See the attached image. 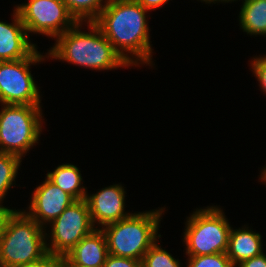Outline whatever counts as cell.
Segmentation results:
<instances>
[{
    "label": "cell",
    "instance_id": "1",
    "mask_svg": "<svg viewBox=\"0 0 266 267\" xmlns=\"http://www.w3.org/2000/svg\"><path fill=\"white\" fill-rule=\"evenodd\" d=\"M134 0H109L94 23L115 51L132 67H154L147 13ZM147 18V19H146Z\"/></svg>",
    "mask_w": 266,
    "mask_h": 267
},
{
    "label": "cell",
    "instance_id": "2",
    "mask_svg": "<svg viewBox=\"0 0 266 267\" xmlns=\"http://www.w3.org/2000/svg\"><path fill=\"white\" fill-rule=\"evenodd\" d=\"M83 26H87L88 32ZM46 53L48 60L67 62L92 71L130 67L94 22H77L58 36Z\"/></svg>",
    "mask_w": 266,
    "mask_h": 267
},
{
    "label": "cell",
    "instance_id": "3",
    "mask_svg": "<svg viewBox=\"0 0 266 267\" xmlns=\"http://www.w3.org/2000/svg\"><path fill=\"white\" fill-rule=\"evenodd\" d=\"M166 207L133 212L129 217L104 226L108 254L142 260L149 248L161 238L158 230Z\"/></svg>",
    "mask_w": 266,
    "mask_h": 267
},
{
    "label": "cell",
    "instance_id": "4",
    "mask_svg": "<svg viewBox=\"0 0 266 267\" xmlns=\"http://www.w3.org/2000/svg\"><path fill=\"white\" fill-rule=\"evenodd\" d=\"M45 231L24 209L15 208L0 239V266L15 267L46 255Z\"/></svg>",
    "mask_w": 266,
    "mask_h": 267
},
{
    "label": "cell",
    "instance_id": "5",
    "mask_svg": "<svg viewBox=\"0 0 266 267\" xmlns=\"http://www.w3.org/2000/svg\"><path fill=\"white\" fill-rule=\"evenodd\" d=\"M219 205L196 208L187 216L183 231L186 256L226 253L233 225Z\"/></svg>",
    "mask_w": 266,
    "mask_h": 267
},
{
    "label": "cell",
    "instance_id": "6",
    "mask_svg": "<svg viewBox=\"0 0 266 267\" xmlns=\"http://www.w3.org/2000/svg\"><path fill=\"white\" fill-rule=\"evenodd\" d=\"M0 152L22 160L39 143L43 124V106L1 104Z\"/></svg>",
    "mask_w": 266,
    "mask_h": 267
},
{
    "label": "cell",
    "instance_id": "7",
    "mask_svg": "<svg viewBox=\"0 0 266 267\" xmlns=\"http://www.w3.org/2000/svg\"><path fill=\"white\" fill-rule=\"evenodd\" d=\"M37 49L27 58L0 61V104L41 106L40 87L34 80L31 66L39 65L47 53Z\"/></svg>",
    "mask_w": 266,
    "mask_h": 267
},
{
    "label": "cell",
    "instance_id": "8",
    "mask_svg": "<svg viewBox=\"0 0 266 267\" xmlns=\"http://www.w3.org/2000/svg\"><path fill=\"white\" fill-rule=\"evenodd\" d=\"M94 229L86 199L76 200L46 226L47 251L65 256Z\"/></svg>",
    "mask_w": 266,
    "mask_h": 267
},
{
    "label": "cell",
    "instance_id": "9",
    "mask_svg": "<svg viewBox=\"0 0 266 267\" xmlns=\"http://www.w3.org/2000/svg\"><path fill=\"white\" fill-rule=\"evenodd\" d=\"M14 8L29 37L41 34L55 40L77 23L62 0H28Z\"/></svg>",
    "mask_w": 266,
    "mask_h": 267
},
{
    "label": "cell",
    "instance_id": "10",
    "mask_svg": "<svg viewBox=\"0 0 266 267\" xmlns=\"http://www.w3.org/2000/svg\"><path fill=\"white\" fill-rule=\"evenodd\" d=\"M126 187L123 184H113L96 193L86 195L90 218L95 229L115 223L129 217L132 212L126 211Z\"/></svg>",
    "mask_w": 266,
    "mask_h": 267
},
{
    "label": "cell",
    "instance_id": "11",
    "mask_svg": "<svg viewBox=\"0 0 266 267\" xmlns=\"http://www.w3.org/2000/svg\"><path fill=\"white\" fill-rule=\"evenodd\" d=\"M31 195L30 203L24 211L44 228L76 201L46 176L45 181L39 184Z\"/></svg>",
    "mask_w": 266,
    "mask_h": 267
},
{
    "label": "cell",
    "instance_id": "12",
    "mask_svg": "<svg viewBox=\"0 0 266 267\" xmlns=\"http://www.w3.org/2000/svg\"><path fill=\"white\" fill-rule=\"evenodd\" d=\"M11 16L12 23L0 20V61L27 58L38 49L36 43H32L16 8Z\"/></svg>",
    "mask_w": 266,
    "mask_h": 267
},
{
    "label": "cell",
    "instance_id": "13",
    "mask_svg": "<svg viewBox=\"0 0 266 267\" xmlns=\"http://www.w3.org/2000/svg\"><path fill=\"white\" fill-rule=\"evenodd\" d=\"M107 255V240L101 229H94L66 254L74 264L82 267H103Z\"/></svg>",
    "mask_w": 266,
    "mask_h": 267
},
{
    "label": "cell",
    "instance_id": "14",
    "mask_svg": "<svg viewBox=\"0 0 266 267\" xmlns=\"http://www.w3.org/2000/svg\"><path fill=\"white\" fill-rule=\"evenodd\" d=\"M262 237L259 232L249 228L248 224L236 229L232 227L226 252L232 264L236 266L244 260L263 253Z\"/></svg>",
    "mask_w": 266,
    "mask_h": 267
},
{
    "label": "cell",
    "instance_id": "15",
    "mask_svg": "<svg viewBox=\"0 0 266 267\" xmlns=\"http://www.w3.org/2000/svg\"><path fill=\"white\" fill-rule=\"evenodd\" d=\"M46 177L75 200L86 198L87 187L83 186L81 171L75 164H59L54 170L48 171Z\"/></svg>",
    "mask_w": 266,
    "mask_h": 267
},
{
    "label": "cell",
    "instance_id": "16",
    "mask_svg": "<svg viewBox=\"0 0 266 267\" xmlns=\"http://www.w3.org/2000/svg\"><path fill=\"white\" fill-rule=\"evenodd\" d=\"M238 17L247 35L266 37V0H243Z\"/></svg>",
    "mask_w": 266,
    "mask_h": 267
},
{
    "label": "cell",
    "instance_id": "17",
    "mask_svg": "<svg viewBox=\"0 0 266 267\" xmlns=\"http://www.w3.org/2000/svg\"><path fill=\"white\" fill-rule=\"evenodd\" d=\"M22 159L19 156L0 152V206L6 195L16 185V177L21 169Z\"/></svg>",
    "mask_w": 266,
    "mask_h": 267
},
{
    "label": "cell",
    "instance_id": "18",
    "mask_svg": "<svg viewBox=\"0 0 266 267\" xmlns=\"http://www.w3.org/2000/svg\"><path fill=\"white\" fill-rule=\"evenodd\" d=\"M77 22H94L109 0H62Z\"/></svg>",
    "mask_w": 266,
    "mask_h": 267
},
{
    "label": "cell",
    "instance_id": "19",
    "mask_svg": "<svg viewBox=\"0 0 266 267\" xmlns=\"http://www.w3.org/2000/svg\"><path fill=\"white\" fill-rule=\"evenodd\" d=\"M181 260L175 259L157 240L144 254L141 267H182Z\"/></svg>",
    "mask_w": 266,
    "mask_h": 267
},
{
    "label": "cell",
    "instance_id": "20",
    "mask_svg": "<svg viewBox=\"0 0 266 267\" xmlns=\"http://www.w3.org/2000/svg\"><path fill=\"white\" fill-rule=\"evenodd\" d=\"M187 267H235L226 253L187 256Z\"/></svg>",
    "mask_w": 266,
    "mask_h": 267
},
{
    "label": "cell",
    "instance_id": "21",
    "mask_svg": "<svg viewBox=\"0 0 266 267\" xmlns=\"http://www.w3.org/2000/svg\"><path fill=\"white\" fill-rule=\"evenodd\" d=\"M250 62V70L258 81L260 91L266 94V54L254 56Z\"/></svg>",
    "mask_w": 266,
    "mask_h": 267
},
{
    "label": "cell",
    "instance_id": "22",
    "mask_svg": "<svg viewBox=\"0 0 266 267\" xmlns=\"http://www.w3.org/2000/svg\"><path fill=\"white\" fill-rule=\"evenodd\" d=\"M15 267H62V256L48 252L36 261L17 265Z\"/></svg>",
    "mask_w": 266,
    "mask_h": 267
},
{
    "label": "cell",
    "instance_id": "23",
    "mask_svg": "<svg viewBox=\"0 0 266 267\" xmlns=\"http://www.w3.org/2000/svg\"><path fill=\"white\" fill-rule=\"evenodd\" d=\"M103 267H141V261L108 254Z\"/></svg>",
    "mask_w": 266,
    "mask_h": 267
},
{
    "label": "cell",
    "instance_id": "24",
    "mask_svg": "<svg viewBox=\"0 0 266 267\" xmlns=\"http://www.w3.org/2000/svg\"><path fill=\"white\" fill-rule=\"evenodd\" d=\"M235 267H266V253L244 260Z\"/></svg>",
    "mask_w": 266,
    "mask_h": 267
},
{
    "label": "cell",
    "instance_id": "25",
    "mask_svg": "<svg viewBox=\"0 0 266 267\" xmlns=\"http://www.w3.org/2000/svg\"><path fill=\"white\" fill-rule=\"evenodd\" d=\"M135 2L142 5L145 9L149 11H156V9H160L165 6L170 0H134Z\"/></svg>",
    "mask_w": 266,
    "mask_h": 267
},
{
    "label": "cell",
    "instance_id": "26",
    "mask_svg": "<svg viewBox=\"0 0 266 267\" xmlns=\"http://www.w3.org/2000/svg\"><path fill=\"white\" fill-rule=\"evenodd\" d=\"M15 209H11L7 206H0V239L3 235L7 220L10 216V214L14 211Z\"/></svg>",
    "mask_w": 266,
    "mask_h": 267
},
{
    "label": "cell",
    "instance_id": "27",
    "mask_svg": "<svg viewBox=\"0 0 266 267\" xmlns=\"http://www.w3.org/2000/svg\"><path fill=\"white\" fill-rule=\"evenodd\" d=\"M62 267H82L74 264L66 255L62 256Z\"/></svg>",
    "mask_w": 266,
    "mask_h": 267
},
{
    "label": "cell",
    "instance_id": "28",
    "mask_svg": "<svg viewBox=\"0 0 266 267\" xmlns=\"http://www.w3.org/2000/svg\"><path fill=\"white\" fill-rule=\"evenodd\" d=\"M261 169H260L261 174L259 175L258 180L259 181L261 180L260 182L266 184V164L265 167H262Z\"/></svg>",
    "mask_w": 266,
    "mask_h": 267
},
{
    "label": "cell",
    "instance_id": "29",
    "mask_svg": "<svg viewBox=\"0 0 266 267\" xmlns=\"http://www.w3.org/2000/svg\"><path fill=\"white\" fill-rule=\"evenodd\" d=\"M197 1H199V0H197ZM201 1V3H204L205 2V4H208V6H209V4L211 5H213V3L214 4H216L217 3V0H200Z\"/></svg>",
    "mask_w": 266,
    "mask_h": 267
},
{
    "label": "cell",
    "instance_id": "30",
    "mask_svg": "<svg viewBox=\"0 0 266 267\" xmlns=\"http://www.w3.org/2000/svg\"><path fill=\"white\" fill-rule=\"evenodd\" d=\"M236 1L238 2V0H217V5H218V3H220V4L221 3H225L226 4V3H229V2L232 3V2H236ZM241 1H243V0H241Z\"/></svg>",
    "mask_w": 266,
    "mask_h": 267
}]
</instances>
